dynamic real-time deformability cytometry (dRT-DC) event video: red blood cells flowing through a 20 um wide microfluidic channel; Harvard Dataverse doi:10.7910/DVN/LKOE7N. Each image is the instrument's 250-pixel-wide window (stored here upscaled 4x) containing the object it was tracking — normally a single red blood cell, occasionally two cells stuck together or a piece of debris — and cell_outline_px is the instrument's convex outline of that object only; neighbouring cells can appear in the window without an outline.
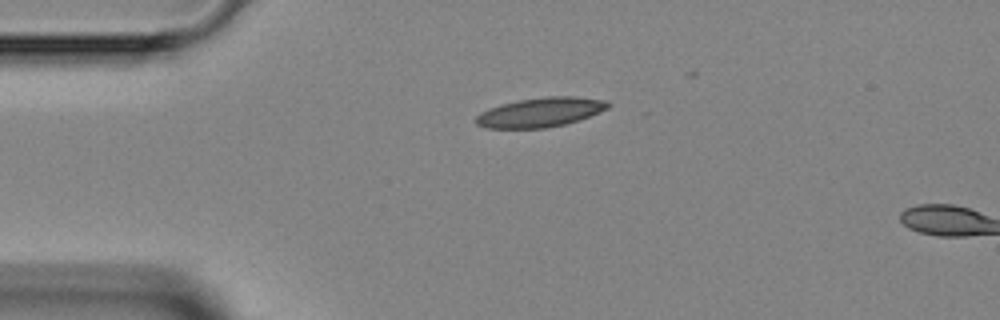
{"species": "Egyptian fruit bat (a non-hibernating species)", "species_latin": "Rousettus aegyptiacus", "temperature_condition": "room temperature", "stored_images_in_passage": 2, "camera_frame_rate_fps": 3000, "um_per_image_px": 0.085, "animal": {"sex": "female"}, "frame": {"image": 1, "passage_image": 1, "time_ms": 0.0, "image_size_px": [1000, 320], "cell_outline_px": [[612, 104], [608, 108], [588, 116], [564, 124], [544, 128], [484, 128], [476, 124], [472, 120], [480, 112], [488, 108], [500, 104], [516, 100], [544, 96], [576, 96], [608, 100]], "centroid_in_image_um": [45.88, 9.53], "position_along_channel_um": 39.1, "area_um2": 22.89}}